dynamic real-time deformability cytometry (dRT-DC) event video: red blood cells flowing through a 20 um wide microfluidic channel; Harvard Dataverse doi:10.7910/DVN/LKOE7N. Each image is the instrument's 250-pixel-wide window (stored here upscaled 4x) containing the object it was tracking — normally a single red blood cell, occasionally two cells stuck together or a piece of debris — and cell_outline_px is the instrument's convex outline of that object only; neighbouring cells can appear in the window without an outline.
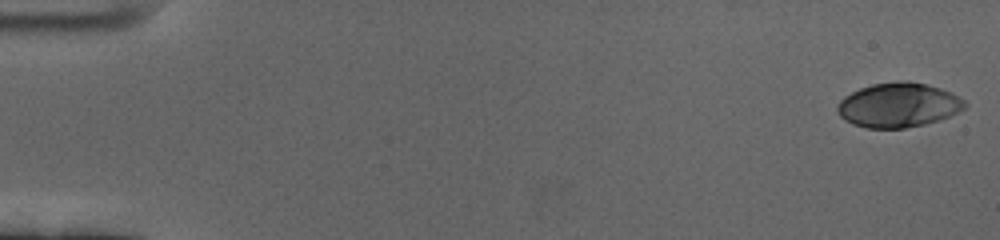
{"species": "human", "species_latin": "Homo sapiens", "temperature_condition": "cold", "stored_images_in_passage": 59, "camera_frame_rate_fps": 3000, "um_per_image_px": 0.085, "donor": {"sex": "female"}, "frame": {"image": 1, "passage_image": 1, "time_ms": 0.0, "image_size_px": [1000, 240], "cell_outline_px": [[968, 104], [964, 108], [940, 120], [924, 124], [904, 128], [868, 128], [852, 124], [844, 120], [836, 112], [836, 108], [840, 100], [844, 96], [860, 88], [872, 84], [900, 80], [908, 80], [928, 84], [952, 92], [964, 100]], "centroid_in_image_um": [76.35, 8.92], "position_along_channel_um": 8.7, "area_um2": 33.23}}
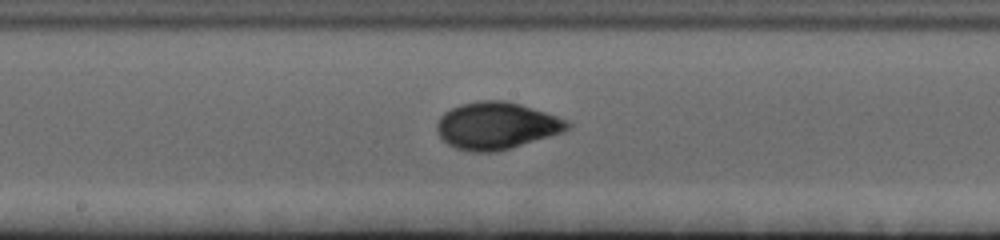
{"frame": {"image": 2, "passage_image": 32, "time_ms": 10.333, "image_size_px": [1000, 240], "cell_outline_px": [[572, 124], [564, 132], [496, 152], [472, 152], [456, 148], [448, 144], [440, 136], [436, 128], [436, 124], [440, 116], [444, 112], [460, 104], [476, 100], [504, 100], [520, 104], [568, 120]], "centroid_in_image_um": [42.18, 10.68], "position_along_channel_um": 206.0, "area_um2": 35.78}}
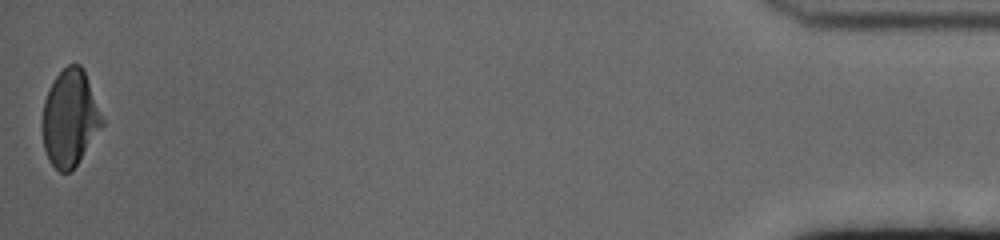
{"frame": {"image": 3, "passage_image": 59, "time_ms": 19.333, "image_size_px": [1000, 240], "cell_outline_px": [[104, 124], [76, 164], [68, 172], [60, 172], [48, 160], [44, 148], [40, 128], [40, 120], [44, 100], [48, 88], [52, 80], [68, 64], [80, 64], [84, 72], [104, 120]], "centroid_in_image_um": [5.88, 10.04], "position_along_channel_um": 429.3, "area_um2": 33.58}, "authors_computed_cell_mechanics": {"area_um2": 33.9864, "velocity_mm_per_s": 3.4373, "shape_relaxation_time_tau1_ms": 3.6877, "shape_relaxation_time_tau2_ms": 1.246, "deformation_change_tau1": 0.1641, "deformation_change_tau2": 0.0478}}